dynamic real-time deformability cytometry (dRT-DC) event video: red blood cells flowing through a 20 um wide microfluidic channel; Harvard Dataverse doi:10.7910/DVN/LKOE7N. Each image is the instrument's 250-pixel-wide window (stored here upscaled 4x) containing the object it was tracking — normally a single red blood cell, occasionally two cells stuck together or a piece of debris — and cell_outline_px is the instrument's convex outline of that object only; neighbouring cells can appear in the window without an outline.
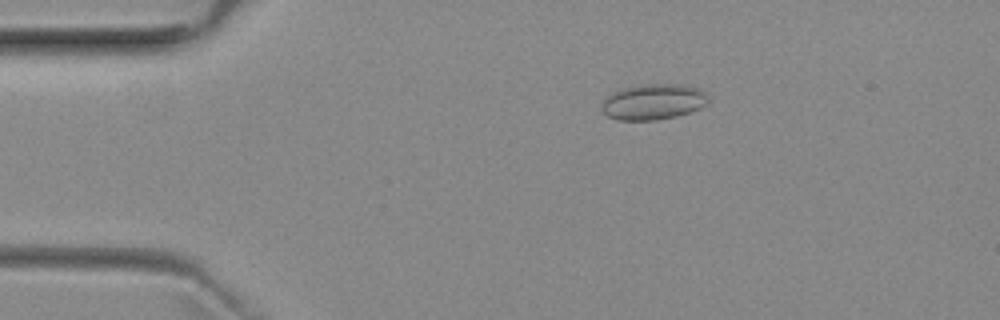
{"species": "common noctule bat (a hibernating species)", "species_latin": "Nyctalus noctula", "temperature_condition": "room temperature", "stored_images_in_passage": 52, "camera_frame_rate_fps": 3000, "um_per_image_px": 0.085, "animal": {"sex": "female", "body_mass_g": 29.2, "forearm_length_mm": 56.3}, "frame": {"image": 1, "passage_image": 10, "time_ms": 3.0, "image_size_px": [1000, 320], "cell_outline_px": [[708, 104], [700, 108], [676, 116], [656, 120], [616, 120], [608, 116], [600, 108], [604, 100], [612, 92], [624, 88], [640, 84], [680, 84], [700, 88], [708, 92]], "centroid_in_image_um": [55.56, 8.64], "position_along_channel_um": 29.4, "area_um2": 22.37}}
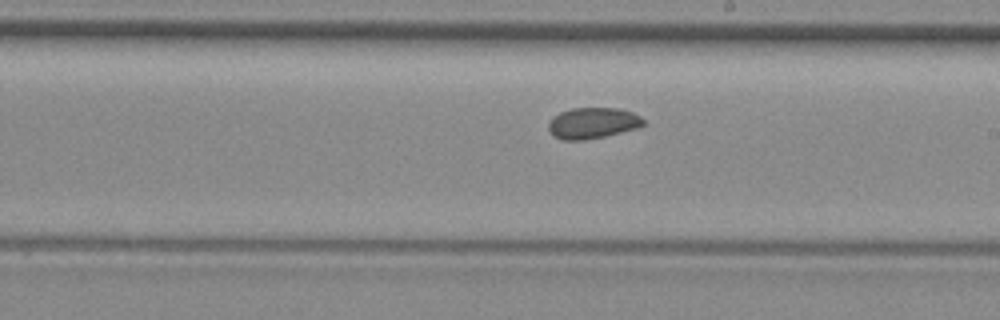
{"frame": {"image": 2, "passage_image": 30, "time_ms": 9.667, "image_size_px": [1000, 320], "cell_outline_px": [[644, 124], [640, 128], [604, 136], [584, 140], [560, 140], [552, 136], [548, 128], [548, 124], [560, 112], [572, 108], [620, 108], [632, 112], [640, 116], [644, 120]], "centroid_in_image_um": [50.39, 10.47], "position_along_channel_um": 238.6, "area_um2": 17.22}}
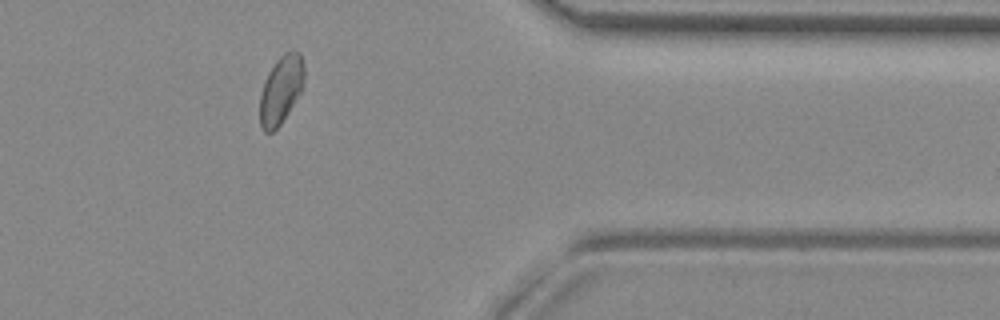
{"frame": {"image": 3, "passage_image": 43, "time_ms": 14.0, "image_size_px": [1000, 320], "cell_outline_px": [[304, 84], [300, 92], [288, 112], [280, 124], [272, 132], [264, 132], [260, 124], [260, 96], [264, 80], [268, 72], [276, 60], [284, 52], [300, 52], [304, 64]], "centroid_in_image_um": [23.88, 7.61], "position_along_channel_um": 387.5, "area_um2": 17.46}}